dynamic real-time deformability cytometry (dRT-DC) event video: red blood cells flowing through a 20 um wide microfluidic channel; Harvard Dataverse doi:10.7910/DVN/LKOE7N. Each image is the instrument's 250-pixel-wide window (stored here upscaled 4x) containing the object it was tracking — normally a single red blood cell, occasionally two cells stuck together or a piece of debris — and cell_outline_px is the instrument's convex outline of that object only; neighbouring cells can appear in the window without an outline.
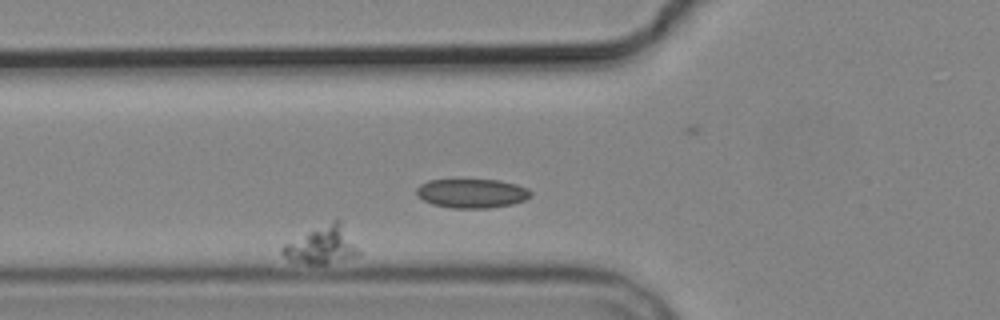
{"species": "common noctule bat (a hibernating species)", "species_latin": "Nyctalus noctula", "temperature_condition": "cold", "stored_images_in_passage": 2, "camera_frame_rate_fps": 3000, "um_per_image_px": 0.085, "animal": {"sex": "male", "body_mass_g": 19.2, "forearm_length_mm": 51.8}, "frame": {"image": 1, "passage_image": 2, "time_ms": 1.333, "image_size_px": [1000, 320], "cell_outline_px": [[360, 252], [356, 256], [324, 264], [308, 264], [288, 260], [280, 252], [280, 248], [284, 244], [336, 216], [340, 220]], "centroid_in_image_um": [27.33, 20.81], "position_along_channel_um": 98.5, "area_um2": 16.7}}